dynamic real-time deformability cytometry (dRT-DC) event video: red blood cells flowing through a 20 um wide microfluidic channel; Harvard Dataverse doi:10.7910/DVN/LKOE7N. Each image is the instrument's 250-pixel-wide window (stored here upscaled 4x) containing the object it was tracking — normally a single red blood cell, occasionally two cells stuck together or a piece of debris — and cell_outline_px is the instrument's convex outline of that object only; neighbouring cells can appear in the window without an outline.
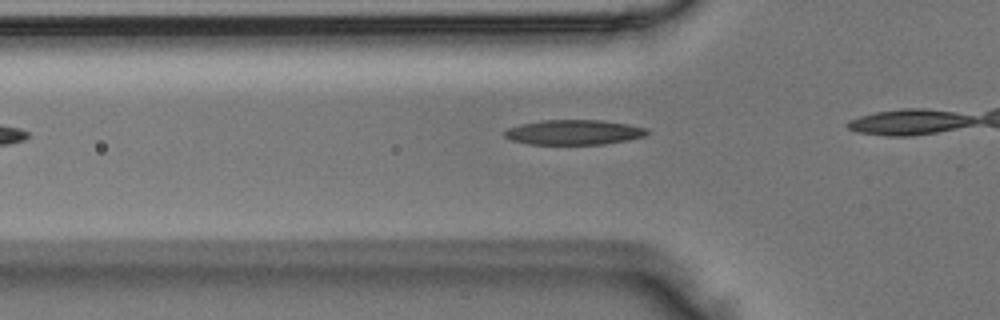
{"species": "Egyptian fruit bat (a non-hibernating species)", "species_latin": "Rousettus aegyptiacus", "temperature_condition": "room temperature", "stored_images_in_passage": 4, "camera_frame_rate_fps": 3000, "um_per_image_px": 0.085, "animal": {"sex": "male"}, "frame": {"image": 1, "passage_image": 3, "time_ms": 0.667, "image_size_px": [1000, 320], "cell_outline_px": [[648, 132], [644, 136], [628, 140], [604, 144], [528, 144], [512, 140], [504, 136], [504, 132], [508, 128], [520, 124], [544, 120], [604, 120], [628, 124], [648, 128]], "centroid_in_image_um": [48.79, 11.24], "position_along_channel_um": 77.0, "area_um2": 20.69}}